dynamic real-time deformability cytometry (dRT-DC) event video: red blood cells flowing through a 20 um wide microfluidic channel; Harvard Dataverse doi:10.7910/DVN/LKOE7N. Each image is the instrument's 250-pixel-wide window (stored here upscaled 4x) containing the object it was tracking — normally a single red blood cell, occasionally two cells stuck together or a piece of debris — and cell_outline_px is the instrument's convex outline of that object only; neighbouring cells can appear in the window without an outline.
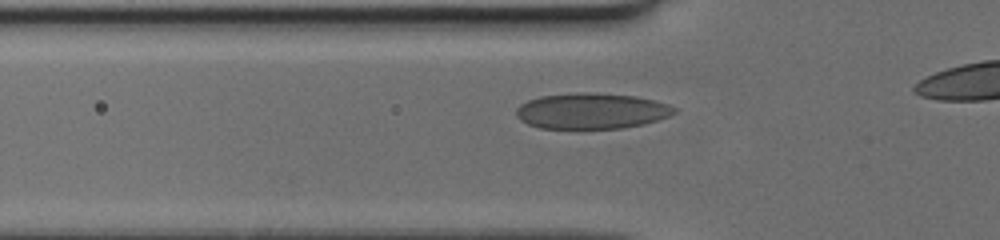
{"species": "human", "species_latin": "Homo sapiens", "temperature_condition": "cold", "stored_images_in_passage": 32, "camera_frame_rate_fps": 3000, "um_per_image_px": 0.085, "donor": {"sex": "female"}, "frame": {"image": 1, "passage_image": 8, "time_ms": 2.333, "image_size_px": [1000, 240], "cell_outline_px": [[676, 112], [668, 116], [644, 124], [620, 128], [580, 132], [540, 128], [528, 124], [520, 120], [516, 116], [516, 108], [520, 104], [528, 100], [540, 96], [576, 92], [592, 92], [636, 96], [656, 100], [668, 104], [676, 108]], "centroid_in_image_um": [50.23, 9.47], "position_along_channel_um": 75.6, "area_um2": 34.22}}
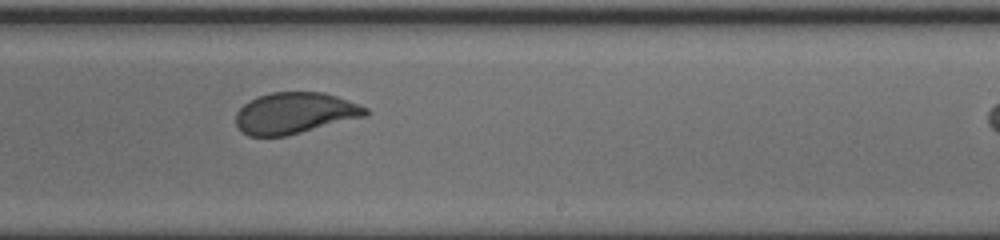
{"frame": {"image": 2, "passage_image": 22, "time_ms": 7.0, "image_size_px": [1000, 240], "cell_outline_px": [[368, 116], [288, 136], [248, 136], [236, 124], [236, 112], [244, 104], [256, 96], [272, 92], [324, 92], [360, 104], [368, 108]], "centroid_in_image_um": [25.09, 9.61], "position_along_channel_um": 263.9, "area_um2": 31.44}}
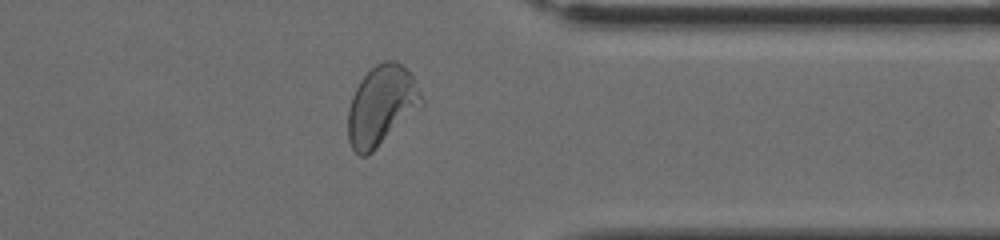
{"frame": {"image": 3, "passage_image": 31, "time_ms": 10.0, "image_size_px": [1000, 240], "cell_outline_px": [[424, 104], [368, 156], [360, 156], [352, 148], [348, 140], [348, 112], [352, 96], [360, 80], [376, 64], [384, 60], [396, 60], [412, 76], [424, 100]], "centroid_in_image_um": [32.41, 8.98], "position_along_channel_um": 379.0, "area_um2": 33.87}}